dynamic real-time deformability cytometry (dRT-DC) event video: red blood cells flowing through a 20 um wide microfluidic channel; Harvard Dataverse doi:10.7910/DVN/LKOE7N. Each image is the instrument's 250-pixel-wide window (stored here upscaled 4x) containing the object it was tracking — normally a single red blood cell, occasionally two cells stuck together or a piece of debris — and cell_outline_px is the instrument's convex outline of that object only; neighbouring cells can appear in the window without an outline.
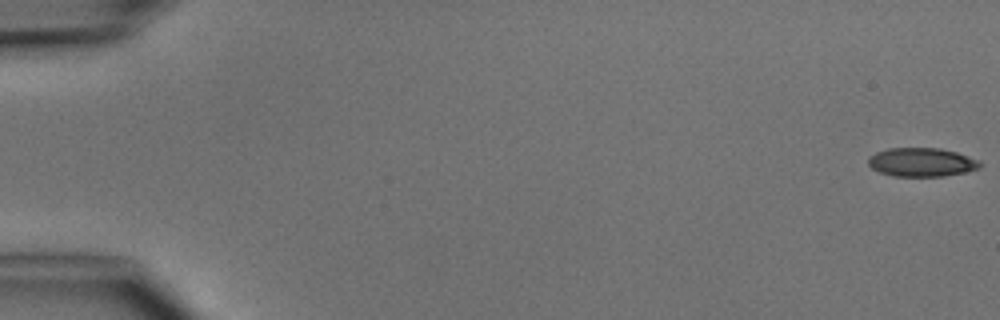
{"species": "common noctule bat (a hibernating species)", "species_latin": "Nyctalus noctula", "temperature_condition": "cold", "stored_images_in_passage": 4, "camera_frame_rate_fps": 3000, "um_per_image_px": 0.085, "animal": {"sex": "male", "body_mass_g": 15.6}, "frame": {"image": 1, "passage_image": 1, "time_ms": 0.0, "image_size_px": [1000, 320], "cell_outline_px": [[984, 164], [980, 168], [964, 172], [944, 176], [892, 176], [880, 172], [872, 168], [868, 164], [868, 156], [876, 152], [888, 148], [940, 148], [956, 152], [980, 160]], "centroid_in_image_um": [78.35, 13.78], "position_along_channel_um": 6.6, "area_um2": 18.84}}
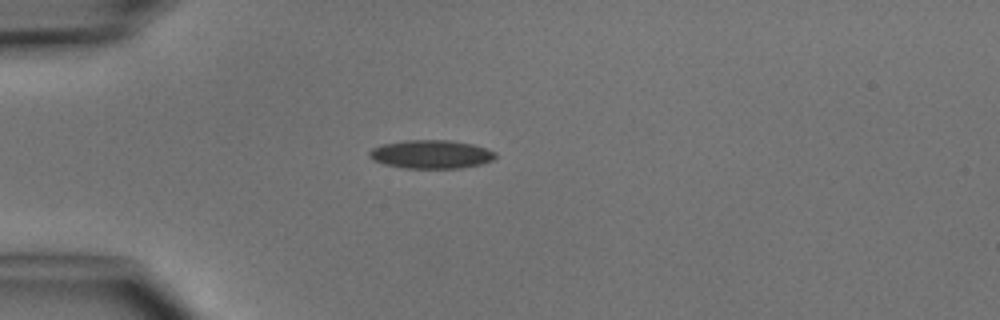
{"frame": {"image": 2, "passage_image": 4, "time_ms": 4.333, "image_size_px": [1000, 320], "cell_outline_px": [[496, 156], [492, 160], [480, 164], [460, 168], [404, 168], [384, 164], [372, 160], [368, 156], [368, 152], [372, 148], [380, 144], [404, 140], [448, 140], [472, 144], [496, 152]], "centroid_in_image_um": [36.59, 13.11], "position_along_channel_um": 48.4, "area_um2": 20.98}}